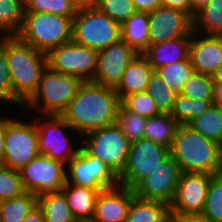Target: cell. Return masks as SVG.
<instances>
[{"mask_svg": "<svg viewBox=\"0 0 222 222\" xmlns=\"http://www.w3.org/2000/svg\"><path fill=\"white\" fill-rule=\"evenodd\" d=\"M120 98L113 87L84 81L61 116L83 137L116 123Z\"/></svg>", "mask_w": 222, "mask_h": 222, "instance_id": "1", "label": "cell"}, {"mask_svg": "<svg viewBox=\"0 0 222 222\" xmlns=\"http://www.w3.org/2000/svg\"><path fill=\"white\" fill-rule=\"evenodd\" d=\"M5 55L13 88V106L19 108L37 90L47 67V54L17 36H5Z\"/></svg>", "mask_w": 222, "mask_h": 222, "instance_id": "2", "label": "cell"}, {"mask_svg": "<svg viewBox=\"0 0 222 222\" xmlns=\"http://www.w3.org/2000/svg\"><path fill=\"white\" fill-rule=\"evenodd\" d=\"M170 155L181 172L222 173V145L188 125L178 126Z\"/></svg>", "mask_w": 222, "mask_h": 222, "instance_id": "3", "label": "cell"}, {"mask_svg": "<svg viewBox=\"0 0 222 222\" xmlns=\"http://www.w3.org/2000/svg\"><path fill=\"white\" fill-rule=\"evenodd\" d=\"M84 81L76 76L59 73L46 67L42 72L37 90L22 105L33 115H61L78 93Z\"/></svg>", "mask_w": 222, "mask_h": 222, "instance_id": "4", "label": "cell"}, {"mask_svg": "<svg viewBox=\"0 0 222 222\" xmlns=\"http://www.w3.org/2000/svg\"><path fill=\"white\" fill-rule=\"evenodd\" d=\"M73 18L44 12H24L16 35L22 42L44 54L72 40Z\"/></svg>", "mask_w": 222, "mask_h": 222, "instance_id": "5", "label": "cell"}, {"mask_svg": "<svg viewBox=\"0 0 222 222\" xmlns=\"http://www.w3.org/2000/svg\"><path fill=\"white\" fill-rule=\"evenodd\" d=\"M120 39L121 25L95 6L77 10L72 28L74 42L100 51Z\"/></svg>", "mask_w": 222, "mask_h": 222, "instance_id": "6", "label": "cell"}, {"mask_svg": "<svg viewBox=\"0 0 222 222\" xmlns=\"http://www.w3.org/2000/svg\"><path fill=\"white\" fill-rule=\"evenodd\" d=\"M35 116L37 115H34V121L38 132L40 154L67 164L81 148V143L80 145L76 143L77 145L74 146L75 142L74 144L71 142L73 139L69 137L67 131L72 130L70 134L76 133L77 136L75 134L73 136L78 139L81 137L61 115L42 114L40 116L42 121L39 115L37 119Z\"/></svg>", "mask_w": 222, "mask_h": 222, "instance_id": "7", "label": "cell"}, {"mask_svg": "<svg viewBox=\"0 0 222 222\" xmlns=\"http://www.w3.org/2000/svg\"><path fill=\"white\" fill-rule=\"evenodd\" d=\"M81 146L99 158L119 177L128 160L131 142L115 124L91 131L81 137Z\"/></svg>", "mask_w": 222, "mask_h": 222, "instance_id": "8", "label": "cell"}, {"mask_svg": "<svg viewBox=\"0 0 222 222\" xmlns=\"http://www.w3.org/2000/svg\"><path fill=\"white\" fill-rule=\"evenodd\" d=\"M13 118L8 122L5 132V150L2 165L20 170L40 155L38 132L34 119L22 121ZM32 122V123H31Z\"/></svg>", "mask_w": 222, "mask_h": 222, "instance_id": "9", "label": "cell"}, {"mask_svg": "<svg viewBox=\"0 0 222 222\" xmlns=\"http://www.w3.org/2000/svg\"><path fill=\"white\" fill-rule=\"evenodd\" d=\"M66 182L97 189L99 192L120 185L119 177L99 158L90 155L82 146L66 164Z\"/></svg>", "mask_w": 222, "mask_h": 222, "instance_id": "10", "label": "cell"}, {"mask_svg": "<svg viewBox=\"0 0 222 222\" xmlns=\"http://www.w3.org/2000/svg\"><path fill=\"white\" fill-rule=\"evenodd\" d=\"M19 173L24 190L37 197L62 192L66 183V164L46 155H38Z\"/></svg>", "mask_w": 222, "mask_h": 222, "instance_id": "11", "label": "cell"}, {"mask_svg": "<svg viewBox=\"0 0 222 222\" xmlns=\"http://www.w3.org/2000/svg\"><path fill=\"white\" fill-rule=\"evenodd\" d=\"M98 51L73 40L63 43L47 54V66L59 73L92 81L97 67Z\"/></svg>", "mask_w": 222, "mask_h": 222, "instance_id": "12", "label": "cell"}, {"mask_svg": "<svg viewBox=\"0 0 222 222\" xmlns=\"http://www.w3.org/2000/svg\"><path fill=\"white\" fill-rule=\"evenodd\" d=\"M169 155L170 148L152 140L131 142L126 166L119 176L120 185L133 189Z\"/></svg>", "mask_w": 222, "mask_h": 222, "instance_id": "13", "label": "cell"}, {"mask_svg": "<svg viewBox=\"0 0 222 222\" xmlns=\"http://www.w3.org/2000/svg\"><path fill=\"white\" fill-rule=\"evenodd\" d=\"M181 173L178 163L169 155L133 188L134 194L142 199L158 200L170 205Z\"/></svg>", "mask_w": 222, "mask_h": 222, "instance_id": "14", "label": "cell"}, {"mask_svg": "<svg viewBox=\"0 0 222 222\" xmlns=\"http://www.w3.org/2000/svg\"><path fill=\"white\" fill-rule=\"evenodd\" d=\"M213 174L182 172L171 202L170 214L200 215Z\"/></svg>", "mask_w": 222, "mask_h": 222, "instance_id": "15", "label": "cell"}, {"mask_svg": "<svg viewBox=\"0 0 222 222\" xmlns=\"http://www.w3.org/2000/svg\"><path fill=\"white\" fill-rule=\"evenodd\" d=\"M149 45L192 36L193 18L186 12L160 6L149 12Z\"/></svg>", "mask_w": 222, "mask_h": 222, "instance_id": "16", "label": "cell"}, {"mask_svg": "<svg viewBox=\"0 0 222 222\" xmlns=\"http://www.w3.org/2000/svg\"><path fill=\"white\" fill-rule=\"evenodd\" d=\"M138 55L123 39L98 51L97 67L92 82L115 88L127 66Z\"/></svg>", "mask_w": 222, "mask_h": 222, "instance_id": "17", "label": "cell"}, {"mask_svg": "<svg viewBox=\"0 0 222 222\" xmlns=\"http://www.w3.org/2000/svg\"><path fill=\"white\" fill-rule=\"evenodd\" d=\"M134 196L133 189L122 185L100 191L91 222H125Z\"/></svg>", "mask_w": 222, "mask_h": 222, "instance_id": "18", "label": "cell"}, {"mask_svg": "<svg viewBox=\"0 0 222 222\" xmlns=\"http://www.w3.org/2000/svg\"><path fill=\"white\" fill-rule=\"evenodd\" d=\"M189 60L195 72L212 76L222 64V36L193 32Z\"/></svg>", "mask_w": 222, "mask_h": 222, "instance_id": "19", "label": "cell"}, {"mask_svg": "<svg viewBox=\"0 0 222 222\" xmlns=\"http://www.w3.org/2000/svg\"><path fill=\"white\" fill-rule=\"evenodd\" d=\"M191 36H182L154 45H148L141 55L156 70L164 65L189 60Z\"/></svg>", "mask_w": 222, "mask_h": 222, "instance_id": "20", "label": "cell"}, {"mask_svg": "<svg viewBox=\"0 0 222 222\" xmlns=\"http://www.w3.org/2000/svg\"><path fill=\"white\" fill-rule=\"evenodd\" d=\"M154 72L148 61L138 54L127 66L119 84L114 88L120 100L129 94L145 92Z\"/></svg>", "mask_w": 222, "mask_h": 222, "instance_id": "21", "label": "cell"}, {"mask_svg": "<svg viewBox=\"0 0 222 222\" xmlns=\"http://www.w3.org/2000/svg\"><path fill=\"white\" fill-rule=\"evenodd\" d=\"M77 222H91L95 213V201L99 191L88 187L65 183L62 189Z\"/></svg>", "mask_w": 222, "mask_h": 222, "instance_id": "22", "label": "cell"}, {"mask_svg": "<svg viewBox=\"0 0 222 222\" xmlns=\"http://www.w3.org/2000/svg\"><path fill=\"white\" fill-rule=\"evenodd\" d=\"M170 218V206L158 200L132 198L125 222H165Z\"/></svg>", "mask_w": 222, "mask_h": 222, "instance_id": "23", "label": "cell"}, {"mask_svg": "<svg viewBox=\"0 0 222 222\" xmlns=\"http://www.w3.org/2000/svg\"><path fill=\"white\" fill-rule=\"evenodd\" d=\"M149 13L136 11L121 24L122 39L141 54L149 45Z\"/></svg>", "mask_w": 222, "mask_h": 222, "instance_id": "24", "label": "cell"}, {"mask_svg": "<svg viewBox=\"0 0 222 222\" xmlns=\"http://www.w3.org/2000/svg\"><path fill=\"white\" fill-rule=\"evenodd\" d=\"M178 126L170 113L161 112L147 119L143 138L170 148Z\"/></svg>", "mask_w": 222, "mask_h": 222, "instance_id": "25", "label": "cell"}, {"mask_svg": "<svg viewBox=\"0 0 222 222\" xmlns=\"http://www.w3.org/2000/svg\"><path fill=\"white\" fill-rule=\"evenodd\" d=\"M193 32L222 36V0H210L193 17Z\"/></svg>", "mask_w": 222, "mask_h": 222, "instance_id": "26", "label": "cell"}, {"mask_svg": "<svg viewBox=\"0 0 222 222\" xmlns=\"http://www.w3.org/2000/svg\"><path fill=\"white\" fill-rule=\"evenodd\" d=\"M38 206L43 212L45 222H77L63 192L39 196Z\"/></svg>", "mask_w": 222, "mask_h": 222, "instance_id": "27", "label": "cell"}, {"mask_svg": "<svg viewBox=\"0 0 222 222\" xmlns=\"http://www.w3.org/2000/svg\"><path fill=\"white\" fill-rule=\"evenodd\" d=\"M38 205V197L32 192L2 200L0 206V222H22Z\"/></svg>", "mask_w": 222, "mask_h": 222, "instance_id": "28", "label": "cell"}, {"mask_svg": "<svg viewBox=\"0 0 222 222\" xmlns=\"http://www.w3.org/2000/svg\"><path fill=\"white\" fill-rule=\"evenodd\" d=\"M24 17L23 0H0V36H16Z\"/></svg>", "mask_w": 222, "mask_h": 222, "instance_id": "29", "label": "cell"}, {"mask_svg": "<svg viewBox=\"0 0 222 222\" xmlns=\"http://www.w3.org/2000/svg\"><path fill=\"white\" fill-rule=\"evenodd\" d=\"M188 126L222 145V107L212 104Z\"/></svg>", "mask_w": 222, "mask_h": 222, "instance_id": "30", "label": "cell"}, {"mask_svg": "<svg viewBox=\"0 0 222 222\" xmlns=\"http://www.w3.org/2000/svg\"><path fill=\"white\" fill-rule=\"evenodd\" d=\"M212 104L213 100L191 99L178 93L170 114L179 125H188Z\"/></svg>", "mask_w": 222, "mask_h": 222, "instance_id": "31", "label": "cell"}, {"mask_svg": "<svg viewBox=\"0 0 222 222\" xmlns=\"http://www.w3.org/2000/svg\"><path fill=\"white\" fill-rule=\"evenodd\" d=\"M200 216L208 222H222V173L211 177Z\"/></svg>", "mask_w": 222, "mask_h": 222, "instance_id": "32", "label": "cell"}, {"mask_svg": "<svg viewBox=\"0 0 222 222\" xmlns=\"http://www.w3.org/2000/svg\"><path fill=\"white\" fill-rule=\"evenodd\" d=\"M155 72L170 88L180 92L195 71L190 60H184L164 65Z\"/></svg>", "mask_w": 222, "mask_h": 222, "instance_id": "33", "label": "cell"}, {"mask_svg": "<svg viewBox=\"0 0 222 222\" xmlns=\"http://www.w3.org/2000/svg\"><path fill=\"white\" fill-rule=\"evenodd\" d=\"M147 118L138 113L125 109L119 105L116 125L130 142L138 141L144 137Z\"/></svg>", "mask_w": 222, "mask_h": 222, "instance_id": "34", "label": "cell"}, {"mask_svg": "<svg viewBox=\"0 0 222 222\" xmlns=\"http://www.w3.org/2000/svg\"><path fill=\"white\" fill-rule=\"evenodd\" d=\"M146 91L156 102L159 110L168 113L172 111L175 98L179 93L175 89L170 88L156 72L152 74Z\"/></svg>", "mask_w": 222, "mask_h": 222, "instance_id": "35", "label": "cell"}, {"mask_svg": "<svg viewBox=\"0 0 222 222\" xmlns=\"http://www.w3.org/2000/svg\"><path fill=\"white\" fill-rule=\"evenodd\" d=\"M77 10L70 0H24V12H44L74 17Z\"/></svg>", "mask_w": 222, "mask_h": 222, "instance_id": "36", "label": "cell"}, {"mask_svg": "<svg viewBox=\"0 0 222 222\" xmlns=\"http://www.w3.org/2000/svg\"><path fill=\"white\" fill-rule=\"evenodd\" d=\"M213 90L211 75L194 72L179 93L191 99L213 100Z\"/></svg>", "mask_w": 222, "mask_h": 222, "instance_id": "37", "label": "cell"}, {"mask_svg": "<svg viewBox=\"0 0 222 222\" xmlns=\"http://www.w3.org/2000/svg\"><path fill=\"white\" fill-rule=\"evenodd\" d=\"M120 104L125 109L138 113L147 119L161 113L147 91L129 94L120 100Z\"/></svg>", "mask_w": 222, "mask_h": 222, "instance_id": "38", "label": "cell"}, {"mask_svg": "<svg viewBox=\"0 0 222 222\" xmlns=\"http://www.w3.org/2000/svg\"><path fill=\"white\" fill-rule=\"evenodd\" d=\"M24 192L19 170L0 164V201L18 197Z\"/></svg>", "mask_w": 222, "mask_h": 222, "instance_id": "39", "label": "cell"}, {"mask_svg": "<svg viewBox=\"0 0 222 222\" xmlns=\"http://www.w3.org/2000/svg\"><path fill=\"white\" fill-rule=\"evenodd\" d=\"M94 6L120 25L137 11L132 0H96Z\"/></svg>", "mask_w": 222, "mask_h": 222, "instance_id": "40", "label": "cell"}, {"mask_svg": "<svg viewBox=\"0 0 222 222\" xmlns=\"http://www.w3.org/2000/svg\"><path fill=\"white\" fill-rule=\"evenodd\" d=\"M13 106V88L5 55V36H0V104Z\"/></svg>", "mask_w": 222, "mask_h": 222, "instance_id": "41", "label": "cell"}, {"mask_svg": "<svg viewBox=\"0 0 222 222\" xmlns=\"http://www.w3.org/2000/svg\"><path fill=\"white\" fill-rule=\"evenodd\" d=\"M137 11L151 12L161 6V0H132Z\"/></svg>", "mask_w": 222, "mask_h": 222, "instance_id": "42", "label": "cell"}, {"mask_svg": "<svg viewBox=\"0 0 222 222\" xmlns=\"http://www.w3.org/2000/svg\"><path fill=\"white\" fill-rule=\"evenodd\" d=\"M161 6L178 9L191 16L190 0H161Z\"/></svg>", "mask_w": 222, "mask_h": 222, "instance_id": "43", "label": "cell"}, {"mask_svg": "<svg viewBox=\"0 0 222 222\" xmlns=\"http://www.w3.org/2000/svg\"><path fill=\"white\" fill-rule=\"evenodd\" d=\"M13 115L9 116H0V164H2L4 150H5V132L8 122L12 119Z\"/></svg>", "mask_w": 222, "mask_h": 222, "instance_id": "44", "label": "cell"}, {"mask_svg": "<svg viewBox=\"0 0 222 222\" xmlns=\"http://www.w3.org/2000/svg\"><path fill=\"white\" fill-rule=\"evenodd\" d=\"M170 218L174 222H208L200 215H176L170 214Z\"/></svg>", "mask_w": 222, "mask_h": 222, "instance_id": "45", "label": "cell"}, {"mask_svg": "<svg viewBox=\"0 0 222 222\" xmlns=\"http://www.w3.org/2000/svg\"><path fill=\"white\" fill-rule=\"evenodd\" d=\"M22 222H45L41 208L37 205Z\"/></svg>", "mask_w": 222, "mask_h": 222, "instance_id": "46", "label": "cell"}, {"mask_svg": "<svg viewBox=\"0 0 222 222\" xmlns=\"http://www.w3.org/2000/svg\"><path fill=\"white\" fill-rule=\"evenodd\" d=\"M213 104L222 107V81H214Z\"/></svg>", "mask_w": 222, "mask_h": 222, "instance_id": "47", "label": "cell"}, {"mask_svg": "<svg viewBox=\"0 0 222 222\" xmlns=\"http://www.w3.org/2000/svg\"><path fill=\"white\" fill-rule=\"evenodd\" d=\"M210 0H190L191 17L205 7Z\"/></svg>", "mask_w": 222, "mask_h": 222, "instance_id": "48", "label": "cell"}, {"mask_svg": "<svg viewBox=\"0 0 222 222\" xmlns=\"http://www.w3.org/2000/svg\"><path fill=\"white\" fill-rule=\"evenodd\" d=\"M70 1L77 9L93 7L96 3V0H70Z\"/></svg>", "mask_w": 222, "mask_h": 222, "instance_id": "49", "label": "cell"}, {"mask_svg": "<svg viewBox=\"0 0 222 222\" xmlns=\"http://www.w3.org/2000/svg\"><path fill=\"white\" fill-rule=\"evenodd\" d=\"M212 78L214 81H222V64L217 68Z\"/></svg>", "mask_w": 222, "mask_h": 222, "instance_id": "50", "label": "cell"}, {"mask_svg": "<svg viewBox=\"0 0 222 222\" xmlns=\"http://www.w3.org/2000/svg\"><path fill=\"white\" fill-rule=\"evenodd\" d=\"M165 222H174L171 218H169L167 221Z\"/></svg>", "mask_w": 222, "mask_h": 222, "instance_id": "51", "label": "cell"}]
</instances>
